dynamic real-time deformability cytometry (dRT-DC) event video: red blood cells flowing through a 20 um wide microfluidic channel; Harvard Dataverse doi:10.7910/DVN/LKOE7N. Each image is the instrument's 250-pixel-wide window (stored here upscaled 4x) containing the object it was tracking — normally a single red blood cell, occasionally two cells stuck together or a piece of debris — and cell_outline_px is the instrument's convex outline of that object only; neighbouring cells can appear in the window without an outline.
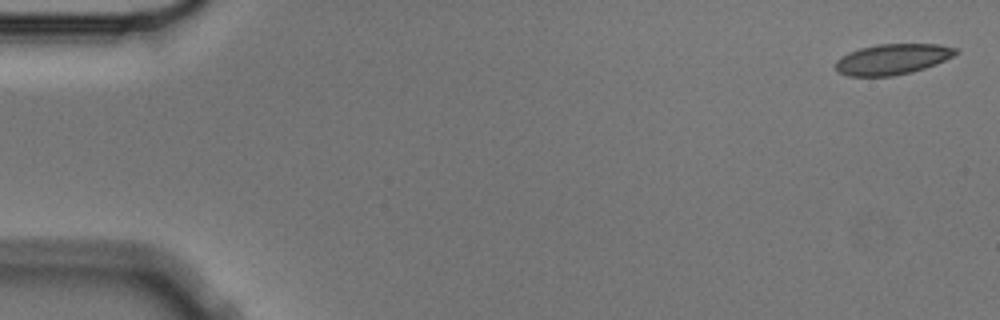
{"species": "Egyptian fruit bat (a non-hibernating species)", "species_latin": "Rousettus aegyptiacus", "temperature_condition": "cold", "stored_images_in_passage": 5, "camera_frame_rate_fps": 3000, "um_per_image_px": 0.085, "animal": {"sex": "male"}, "frame": {"image": 1, "passage_image": 1, "time_ms": 0.0, "image_size_px": [1000, 320], "cell_outline_px": [[960, 52], [936, 64], [912, 72], [892, 76], [848, 76], [840, 72], [836, 68], [836, 60], [848, 52], [860, 48], [876, 44], [940, 44], [956, 48]], "centroid_in_image_um": [75.86, 5.02], "position_along_channel_um": 9.1, "area_um2": 21.39}}
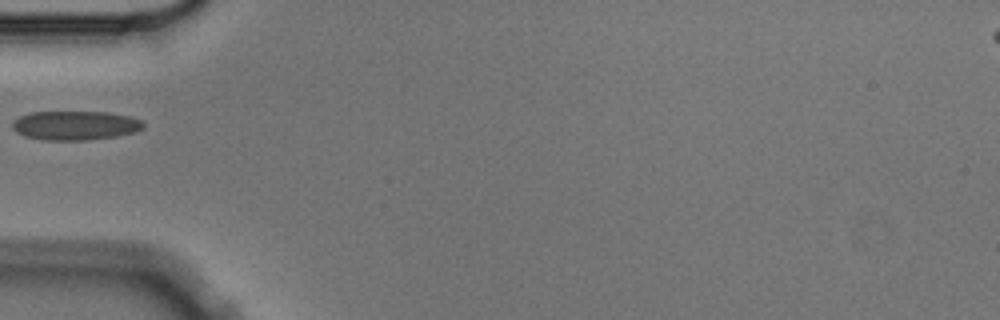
{"frame": {"image": 2, "passage_image": 5, "time_ms": 1.333, "image_size_px": [1000, 320], "cell_outline_px": [[144, 128], [136, 132], [116, 136], [88, 140], [44, 140], [24, 136], [16, 132], [12, 128], [12, 120], [28, 112], [108, 112], [128, 116], [140, 120], [144, 124]], "centroid_in_image_um": [6.36, 10.66], "position_along_channel_um": 78.6, "area_um2": 22.37}}